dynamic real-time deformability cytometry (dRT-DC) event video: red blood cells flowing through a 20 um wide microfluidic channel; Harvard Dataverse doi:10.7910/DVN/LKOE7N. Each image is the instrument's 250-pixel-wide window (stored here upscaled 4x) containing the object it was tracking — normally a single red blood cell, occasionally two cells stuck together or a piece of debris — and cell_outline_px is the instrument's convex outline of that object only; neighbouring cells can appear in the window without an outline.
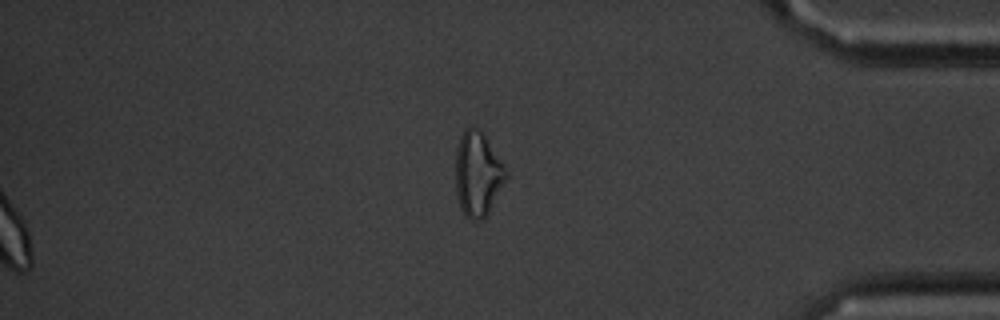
{"species": "common noctule bat (a hibernating species)", "species_latin": "Nyctalus noctula", "temperature_condition": "cold", "stored_images_in_passage": 42, "segment_of_instrument_passage": [2, 2], "camera_frame_rate_fps": 3000, "um_per_image_px": 0.085, "animal": {"sex": "male", "body_mass_g": 20.1, "forearm_length_mm": 53.5}, "frame": {"image": 1, "passage_image": 42, "time_ms": 13.667, "image_size_px": [1000, 320], "cell_outline_px": [[508, 176], [488, 212], [480, 220], [468, 220], [464, 216], [460, 208], [456, 192], [456, 152], [460, 136], [468, 128], [480, 128], [504, 164]], "centroid_in_image_um": [40.6, 14.81], "position_along_channel_um": 394.6, "area_um2": 24.68}}